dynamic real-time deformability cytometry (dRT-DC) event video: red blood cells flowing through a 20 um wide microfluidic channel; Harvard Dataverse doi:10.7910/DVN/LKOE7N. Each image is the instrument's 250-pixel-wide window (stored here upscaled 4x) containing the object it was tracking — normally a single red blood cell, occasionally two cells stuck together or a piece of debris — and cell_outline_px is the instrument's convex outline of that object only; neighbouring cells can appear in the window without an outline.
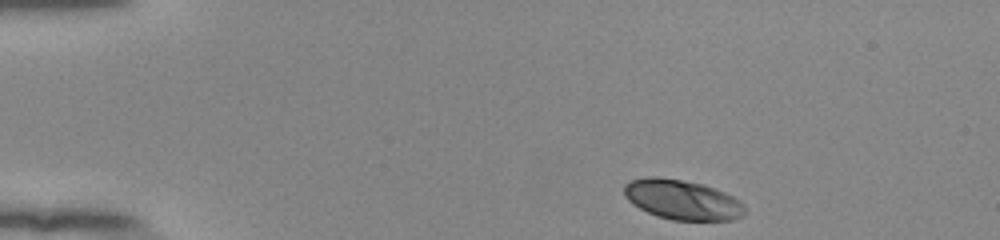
{"species": "human", "species_latin": "Homo sapiens", "temperature_condition": "room temperature", "stored_images_in_passage": 46, "camera_frame_rate_fps": 3000, "um_per_image_px": 0.085, "donor": {"sex": "female"}, "frame": {"image": 1, "passage_image": 1, "time_ms": 0.0, "image_size_px": [1000, 240], "cell_outline_px": [[744, 216], [732, 220], [672, 220], [656, 216], [632, 204], [624, 196], [624, 184], [628, 180], [648, 176], [656, 176], [704, 184], [724, 192], [740, 200], [744, 204]], "centroid_in_image_um": [57.97, 16.97], "position_along_channel_um": 27.0, "area_um2": 28.21}}
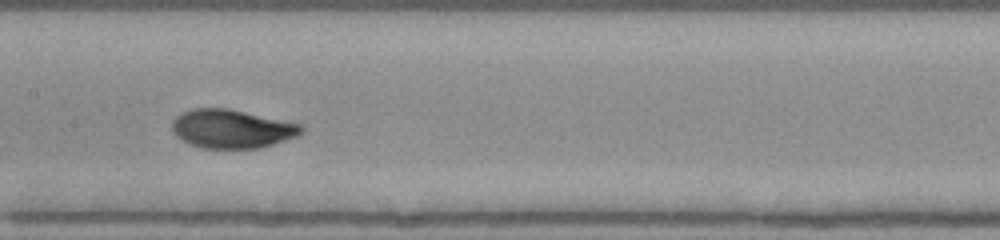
{"frame": {"image": 2, "passage_image": 20, "time_ms": 6.333, "image_size_px": [1000, 240], "cell_outline_px": [[304, 132], [296, 136], [260, 148], [200, 148], [188, 144], [176, 136], [172, 132], [172, 120], [180, 112], [192, 108], [228, 108], [304, 124]], "centroid_in_image_um": [19.69, 10.94], "position_along_channel_um": 187.7, "area_um2": 29.48}}
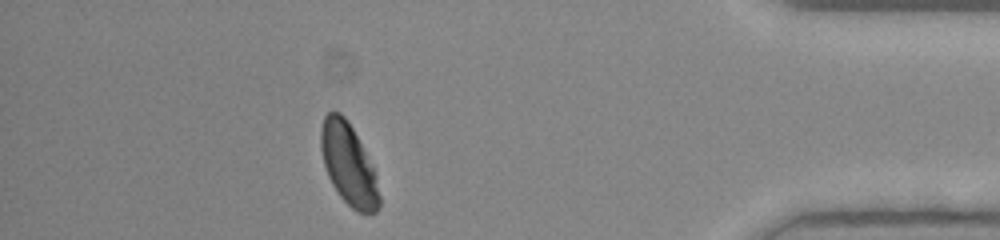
{"frame": {"image": 3, "passage_image": 40, "time_ms": 13.0, "image_size_px": [1000, 240], "cell_outline_px": [[380, 204], [376, 212], [356, 212], [340, 196], [332, 184], [328, 176], [324, 164], [320, 148], [320, 128], [324, 116], [328, 112], [340, 112], [344, 116], [352, 128], [372, 164], [376, 176], [380, 196]], "centroid_in_image_um": [29.61, 13.96], "position_along_channel_um": 405.6, "area_um2": 27.57}, "authors_computed_cell_mechanics": {"area_um2": 28.2642, "velocity_mm_per_s": 3.8664, "shape_relaxation_time_tau1_ms": 2.7053, "shape_relaxation_time_tau2_ms": null, "deformation_change_tau1": 0.1437, "deformation_change_tau2": null}}